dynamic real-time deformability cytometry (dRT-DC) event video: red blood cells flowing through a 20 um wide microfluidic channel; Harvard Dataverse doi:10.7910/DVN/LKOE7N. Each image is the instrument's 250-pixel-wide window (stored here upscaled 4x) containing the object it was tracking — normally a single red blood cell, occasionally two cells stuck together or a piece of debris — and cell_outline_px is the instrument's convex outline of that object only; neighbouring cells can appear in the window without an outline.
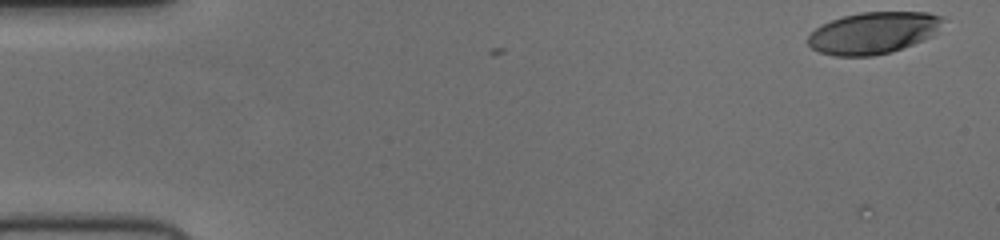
{"species": "human", "species_latin": "Homo sapiens", "temperature_condition": "cold", "stored_images_in_passage": 38, "camera_frame_rate_fps": 3000, "um_per_image_px": 0.085, "donor": {"sex": "female"}, "frame": {"image": 1, "passage_image": 1, "time_ms": 0.0, "image_size_px": [1000, 240], "cell_outline_px": [[948, 20], [932, 36], [892, 52], [872, 56], [836, 56], [820, 52], [812, 48], [808, 44], [808, 36], [816, 28], [832, 20], [844, 16], [860, 12], [928, 12], [944, 16]], "centroid_in_image_um": [74.29, 2.78], "position_along_channel_um": 10.7, "area_um2": 32.95}}
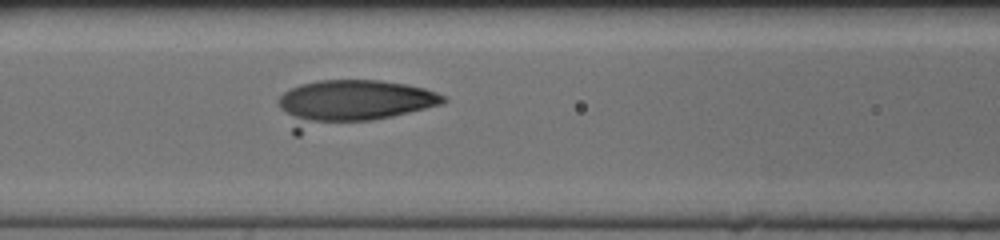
{"frame": {"image": 2, "passage_image": 22, "time_ms": 7.0, "image_size_px": [1000, 240], "cell_outline_px": [[448, 100], [444, 104], [392, 116], [300, 136], [292, 136], [276, 100], [284, 92], [300, 84], [316, 80], [380, 80], [408, 84], [424, 88], [436, 92], [444, 96]], "centroid_in_image_um": [29.74, 8.78], "position_along_channel_um": 136.9, "area_um2": 44.74}}
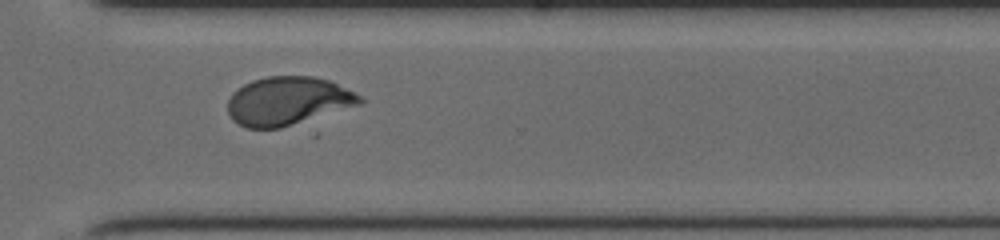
{"frame": {"image": 3, "passage_image": 38, "time_ms": 12.333, "image_size_px": [1000, 240], "cell_outline_px": [[364, 100], [360, 104], [280, 128], [248, 128], [232, 120], [228, 112], [228, 100], [232, 92], [236, 88], [252, 80], [268, 76], [312, 76], [332, 80], [360, 96]], "centroid_in_image_um": [24.44, 8.56], "position_along_channel_um": 346.2, "area_um2": 37.11}}